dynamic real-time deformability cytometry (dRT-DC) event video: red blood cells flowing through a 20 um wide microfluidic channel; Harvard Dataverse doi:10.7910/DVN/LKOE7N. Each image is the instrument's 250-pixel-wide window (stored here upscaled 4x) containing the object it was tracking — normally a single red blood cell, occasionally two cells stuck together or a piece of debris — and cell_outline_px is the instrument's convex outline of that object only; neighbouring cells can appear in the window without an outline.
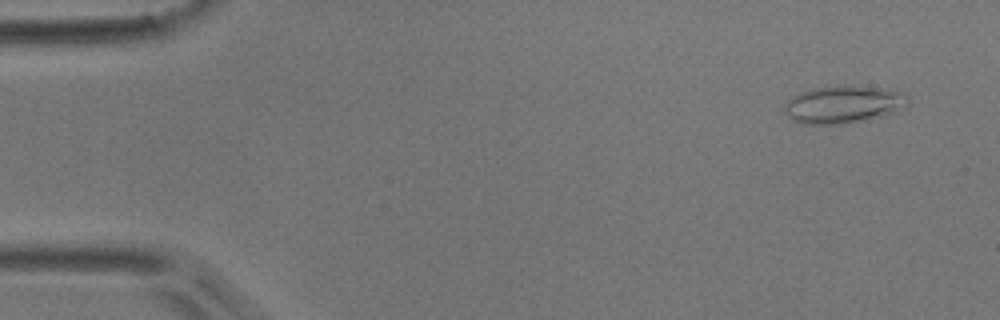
{"species": "common noctule bat (a hibernating species)", "species_latin": "Nyctalus noctula", "temperature_condition": "room temperature", "stored_images_in_passage": 10, "camera_frame_rate_fps": 3000, "um_per_image_px": 0.085, "animal": {"sex": "male", "body_mass_g": 17.9}, "frame": {"image": 1, "passage_image": 4, "time_ms": 1.0, "image_size_px": [1000, 320], "cell_outline_px": [[900, 108], [892, 112], [880, 116], [840, 124], [804, 124], [788, 116], [784, 112], [784, 104], [792, 96], [800, 92], [816, 88], [872, 88], [896, 92], [900, 96]], "centroid_in_image_um": [71.45, 8.93], "position_along_channel_um": 13.6, "area_um2": 24.8}}